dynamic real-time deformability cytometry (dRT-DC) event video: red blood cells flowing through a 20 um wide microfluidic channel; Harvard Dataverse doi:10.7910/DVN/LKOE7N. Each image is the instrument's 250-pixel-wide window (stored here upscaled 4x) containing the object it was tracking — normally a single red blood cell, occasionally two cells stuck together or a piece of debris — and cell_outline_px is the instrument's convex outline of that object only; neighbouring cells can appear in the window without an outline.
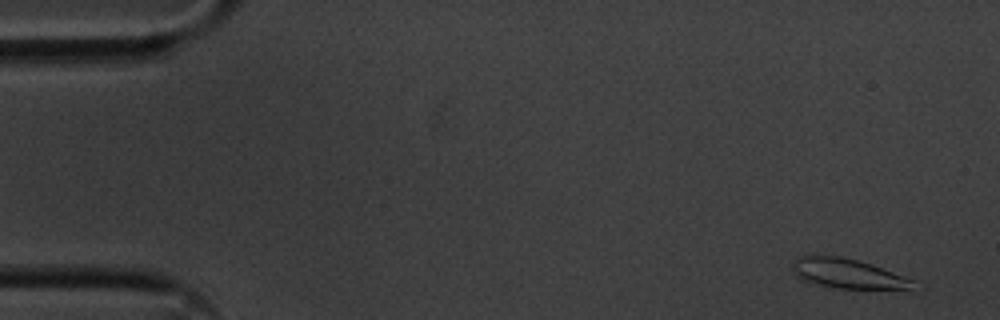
{"species": "common noctule bat (a hibernating species)", "species_latin": "Nyctalus noctula", "temperature_condition": "cold", "stored_images_in_passage": 5, "segment_of_instrument_passage": [1, 2], "camera_frame_rate_fps": 3000, "um_per_image_px": 0.085, "animal": {"sex": "male", "body_mass_g": 20.1, "forearm_length_mm": 53.5}, "frame": {"image": 1, "passage_image": 1, "time_ms": 0.0, "image_size_px": [1000, 320], "cell_outline_px": [[924, 288], [912, 292], [908, 292], [836, 288], [804, 280], [796, 276], [792, 268], [792, 264], [800, 256], [840, 256], [872, 264], [916, 280]], "centroid_in_image_um": [72.37, 23.34], "position_along_channel_um": 12.6, "area_um2": 22.02}}